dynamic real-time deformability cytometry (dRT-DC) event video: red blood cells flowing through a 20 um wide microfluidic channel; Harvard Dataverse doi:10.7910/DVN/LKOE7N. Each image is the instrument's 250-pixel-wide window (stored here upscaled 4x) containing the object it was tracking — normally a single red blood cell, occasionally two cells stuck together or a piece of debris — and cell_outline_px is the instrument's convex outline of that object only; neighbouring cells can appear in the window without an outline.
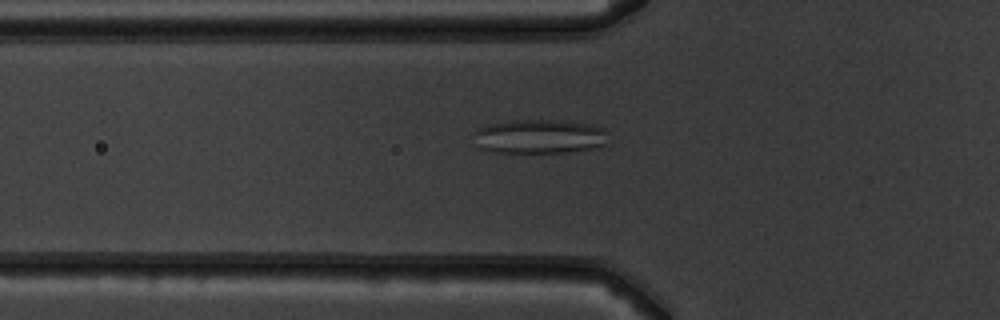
{"species": "common noctule bat (a hibernating species)", "species_latin": "Nyctalus noctula", "temperature_condition": "warm", "stored_images_in_passage": 39, "camera_frame_rate_fps": 3000, "um_per_image_px": 0.085, "animal": {"sex": "male", "body_mass_g": 19.5, "forearm_length_mm": 54.6}, "frame": {"image": 1, "passage_image": 6, "time_ms": 1.667, "image_size_px": [1000, 320], "cell_outline_px": [[604, 144], [592, 148], [564, 152], [492, 152], [480, 148], [472, 132], [476, 128], [484, 124], [512, 120], [568, 120], [588, 124], [604, 128]], "centroid_in_image_um": [45.75, 11.58], "position_along_channel_um": 80.0, "area_um2": 26.7}}
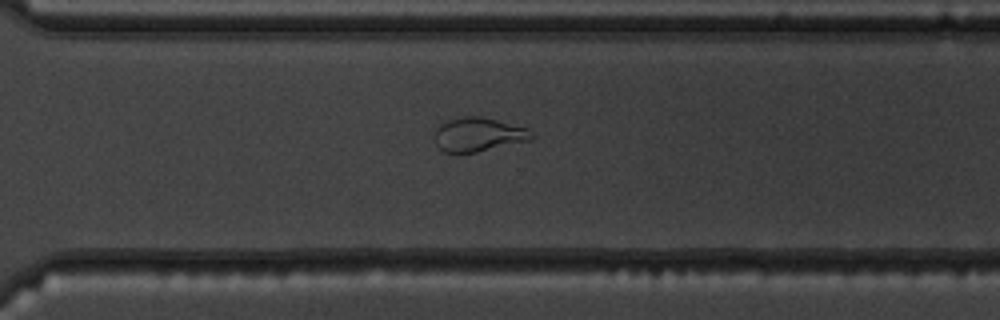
{"frame": {"image": 2, "passage_image": 25, "time_ms": 8.0, "image_size_px": [1000, 320], "cell_outline_px": [[536, 136], [532, 140], [476, 152], [444, 152], [436, 144], [436, 128], [440, 124], [448, 120], [468, 116], [480, 116], [528, 128]], "centroid_in_image_um": [40.71, 11.43], "position_along_channel_um": 329.9, "area_um2": 19.02}}
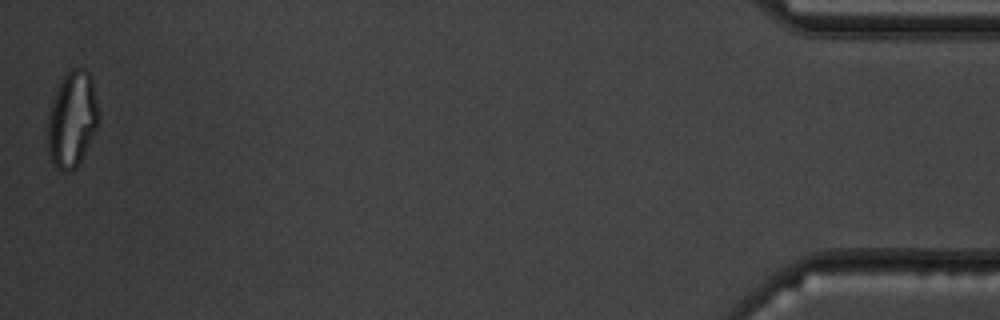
{"frame": {"image": 3, "passage_image": 39, "time_ms": 12.667, "image_size_px": [1000, 320], "cell_outline_px": [[96, 128], [76, 168], [72, 172], [64, 172], [56, 168], [52, 164], [48, 148], [48, 116], [52, 100], [56, 88], [64, 72], [72, 68], [84, 68], [92, 76], [96, 100]], "centroid_in_image_um": [6.09, 10.11], "position_along_channel_um": 429.1, "area_um2": 28.26}, "authors_computed_cell_mechanics": {"area_um2": 23.1778, "velocity_mm_per_s": 3.9391, "shape_relaxation_time_tau1_ms": null, "shape_relaxation_time_tau2_ms": 0.9745, "deformation_change_tau1": null, "deformation_change_tau2": 0.0904}}